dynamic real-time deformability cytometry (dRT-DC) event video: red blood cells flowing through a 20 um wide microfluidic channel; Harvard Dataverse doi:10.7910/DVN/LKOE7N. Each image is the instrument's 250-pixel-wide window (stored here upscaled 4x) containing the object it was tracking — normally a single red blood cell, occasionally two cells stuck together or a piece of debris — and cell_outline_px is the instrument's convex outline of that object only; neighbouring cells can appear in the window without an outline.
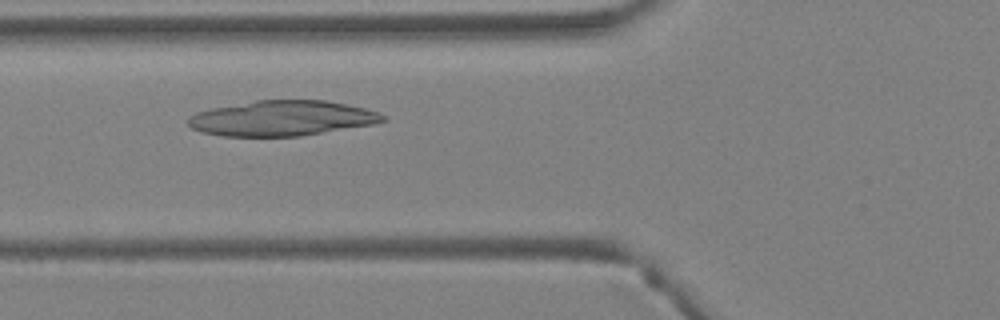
{"species": "Egyptian fruit bat (a non-hibernating species)", "species_latin": "Rousettus aegyptiacus", "temperature_condition": "warm", "stored_images_in_passage": 35, "camera_frame_rate_fps": 3000, "um_per_image_px": 0.085, "animal": {"sex": "female"}, "frame": {"image": 1, "passage_image": 10, "time_ms": 3.0, "image_size_px": [1000, 320], "cell_outline_px": [[384, 120], [372, 124], [300, 136], [224, 136], [200, 132], [192, 128], [188, 124], [188, 116], [196, 112], [212, 108], [256, 100], [324, 100], [364, 108], [380, 112], [384, 116]], "centroid_in_image_um": [23.91, 10.05], "position_along_channel_um": 101.9, "area_um2": 39.71}}
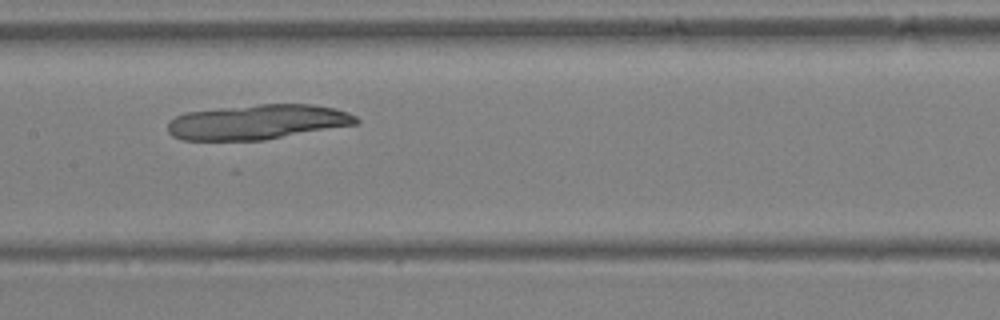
{"frame": {"image": 2, "passage_image": 15, "time_ms": 4.667, "image_size_px": [1000, 320], "cell_outline_px": [[360, 120], [356, 124], [264, 140], [184, 140], [172, 136], [168, 132], [168, 120], [176, 116], [188, 112], [220, 108], [260, 104], [312, 104], [332, 108], [348, 112], [356, 116]], "centroid_in_image_um": [21.87, 10.37], "position_along_channel_um": 185.5, "area_um2": 38.15}}
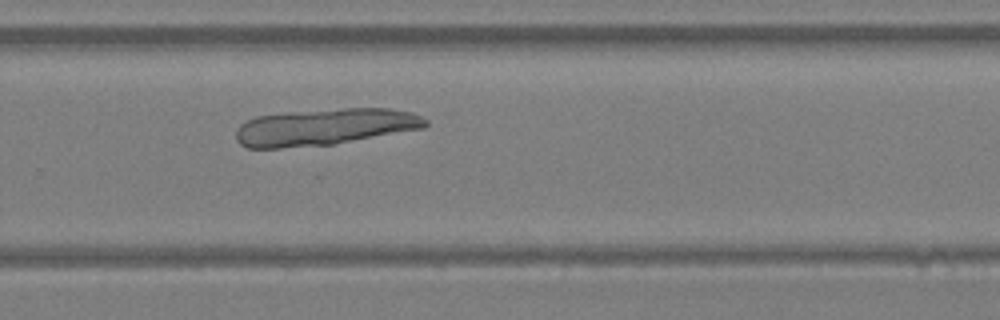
{"frame": {"image": 3, "passage_image": 22, "time_ms": 7.0, "image_size_px": [1000, 320], "cell_outline_px": [[428, 124], [424, 128], [332, 144], [280, 148], [248, 148], [240, 144], [236, 140], [236, 128], [240, 124], [256, 116], [288, 112], [344, 108], [388, 108], [412, 112], [428, 120]], "centroid_in_image_um": [27.58, 10.79], "position_along_channel_um": 302.2, "area_um2": 40.46}}